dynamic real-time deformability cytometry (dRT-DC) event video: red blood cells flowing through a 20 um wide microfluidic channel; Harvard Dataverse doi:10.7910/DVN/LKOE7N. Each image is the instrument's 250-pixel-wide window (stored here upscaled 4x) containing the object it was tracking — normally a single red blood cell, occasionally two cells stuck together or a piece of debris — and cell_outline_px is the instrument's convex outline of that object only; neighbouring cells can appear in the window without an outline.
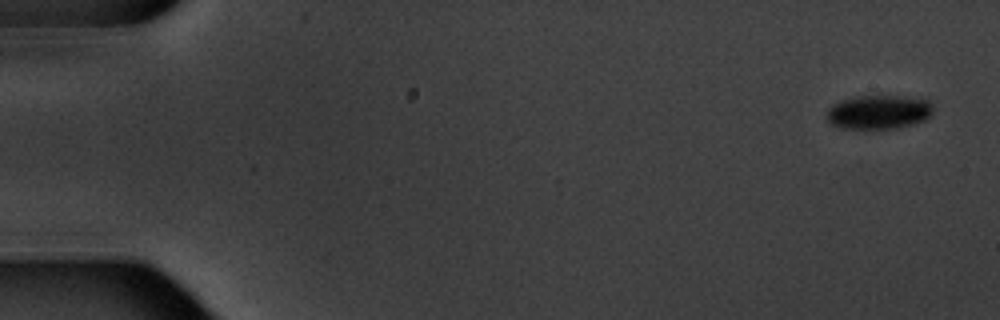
{"species": "common noctule bat (a hibernating species)", "species_latin": "Nyctalus noctula", "temperature_condition": "warm", "stored_images_in_passage": 6, "camera_frame_rate_fps": 3000, "um_per_image_px": 0.085, "animal": {"sex": "male", "body_mass_g": 20.1, "forearm_length_mm": 53.5}, "frame": {"image": 1, "passage_image": 1, "time_ms": 0.0, "image_size_px": [1000, 320], "cell_outline_px": [[932, 112], [924, 120], [900, 128], [840, 128], [832, 124], [828, 120], [828, 108], [832, 104], [840, 100], [856, 96], [900, 96], [928, 100], [932, 104]], "centroid_in_image_um": [74.67, 9.52], "position_along_channel_um": 10.3, "area_um2": 20.92}}